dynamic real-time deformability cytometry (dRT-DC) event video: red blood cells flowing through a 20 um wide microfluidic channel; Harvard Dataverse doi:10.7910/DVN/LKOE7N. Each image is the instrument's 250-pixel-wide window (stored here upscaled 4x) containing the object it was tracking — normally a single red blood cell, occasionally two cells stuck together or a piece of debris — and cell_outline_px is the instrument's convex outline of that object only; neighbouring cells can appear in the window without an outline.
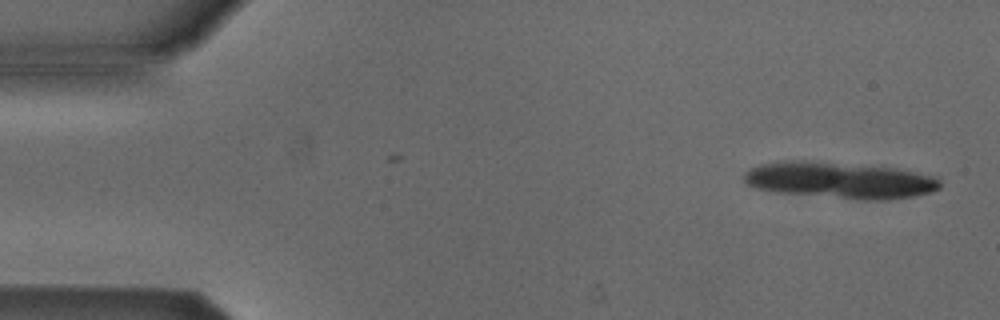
{"species": "Egyptian fruit bat (a non-hibernating species)", "species_latin": "Rousettus aegyptiacus", "temperature_condition": "cold", "stored_images_in_passage": 3, "camera_frame_rate_fps": 3000, "um_per_image_px": 0.085, "animal": {"sex": "male"}, "frame": {"image": 1, "passage_image": 3, "time_ms": 2.333, "image_size_px": [1000, 320], "cell_outline_px": [[940, 188], [932, 192], [912, 196], [888, 200], [860, 200], [772, 192], [756, 188], [748, 184], [744, 180], [744, 172], [748, 168], [760, 164], [784, 160], [812, 160], [892, 168], [932, 176], [940, 180]], "centroid_in_image_um": [71.3, 15.32], "position_along_channel_um": 13.7, "area_um2": 41.85}}